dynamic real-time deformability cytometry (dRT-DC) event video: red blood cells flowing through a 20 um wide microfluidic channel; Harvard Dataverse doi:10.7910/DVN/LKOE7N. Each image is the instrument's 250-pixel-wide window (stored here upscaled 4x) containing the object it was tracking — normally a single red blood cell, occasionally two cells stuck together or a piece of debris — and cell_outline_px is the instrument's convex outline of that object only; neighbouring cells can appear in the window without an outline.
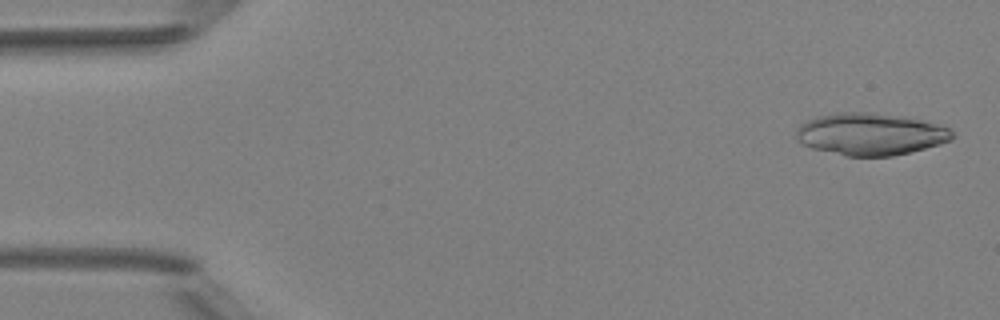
{"species": "Egyptian fruit bat (a non-hibernating species)", "species_latin": "Rousettus aegyptiacus", "temperature_condition": "room temperature", "stored_images_in_passage": 4, "camera_frame_rate_fps": 3000, "um_per_image_px": 0.085, "animal": {"sex": "female"}, "frame": {"image": 1, "passage_image": 1, "time_ms": 0.0, "image_size_px": [1000, 320], "cell_outline_px": [[956, 136], [952, 140], [940, 144], [892, 156], [844, 156], [812, 148], [796, 140], [796, 128], [800, 124], [808, 120], [820, 116], [840, 112], [868, 112], [920, 120], [952, 128]], "centroid_in_image_um": [73.99, 11.41], "position_along_channel_um": 11.0, "area_um2": 38.09}}
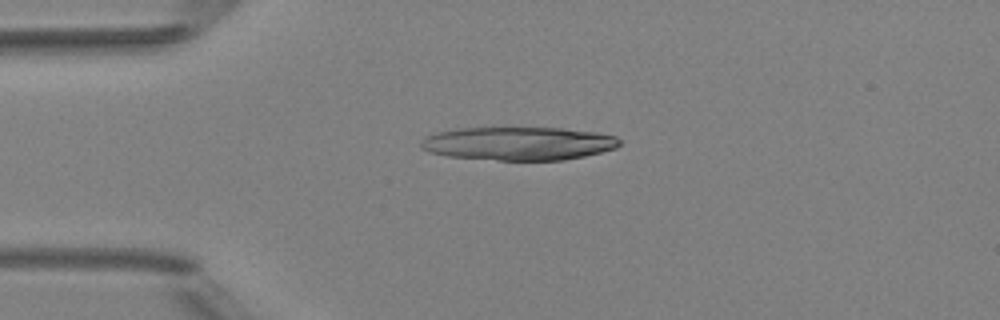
{"frame": {"image": 2, "passage_image": 3, "time_ms": 3.333, "image_size_px": [1000, 320], "cell_outline_px": [[620, 144], [616, 148], [584, 156], [564, 160], [500, 160], [448, 156], [428, 152], [420, 148], [420, 140], [424, 136], [436, 132], [460, 128], [564, 128], [596, 132], [616, 136], [620, 140]], "centroid_in_image_um": [44.04, 12.19], "position_along_channel_um": 41.0, "area_um2": 38.73}}